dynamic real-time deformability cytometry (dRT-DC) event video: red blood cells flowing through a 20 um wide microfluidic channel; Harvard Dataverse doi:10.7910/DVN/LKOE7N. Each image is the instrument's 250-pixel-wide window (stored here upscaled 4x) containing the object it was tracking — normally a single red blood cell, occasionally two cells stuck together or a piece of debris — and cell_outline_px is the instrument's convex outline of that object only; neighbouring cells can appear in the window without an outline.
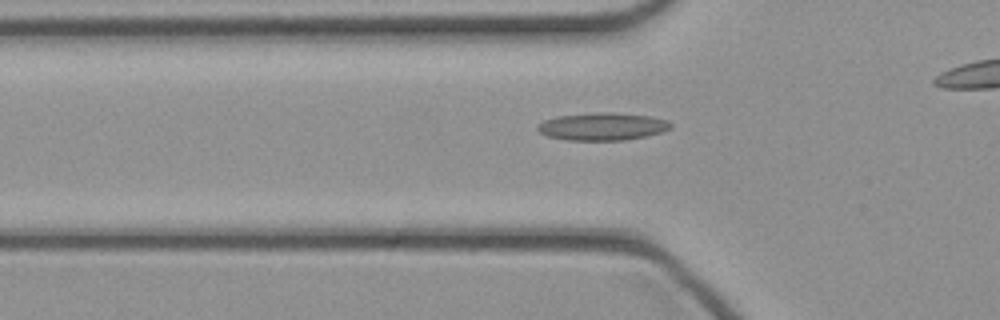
{"species": "common noctule bat (a hibernating species)", "species_latin": "Nyctalus noctula", "temperature_condition": "cold", "stored_images_in_passage": 37, "camera_frame_rate_fps": 3000, "um_per_image_px": 0.085, "animal": {"sex": "female", "body_mass_g": 21.9}, "frame": {"image": 1, "passage_image": 15, "time_ms": 4.667, "image_size_px": [1000, 320], "cell_outline_px": [[672, 128], [664, 132], [624, 140], [568, 140], [548, 136], [540, 132], [536, 128], [536, 124], [544, 120], [556, 116], [600, 112], [608, 112], [648, 116], [668, 120], [672, 124]], "centroid_in_image_um": [51.2, 10.75], "position_along_channel_um": 74.6, "area_um2": 21.39}}
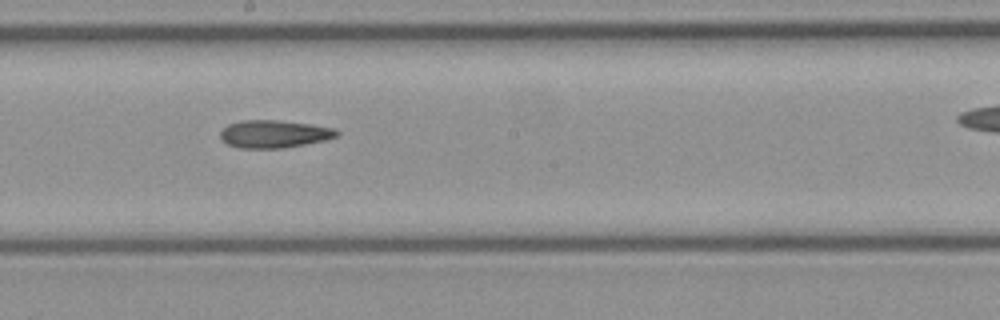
{"frame": {"image": 2, "passage_image": 25, "time_ms": 8.0, "image_size_px": [1000, 320], "cell_outline_px": [[340, 132], [336, 136], [324, 140], [304, 144], [280, 148], [240, 148], [228, 144], [220, 140], [220, 132], [228, 124], [240, 120], [280, 120], [312, 124], [336, 128]], "centroid_in_image_um": [23.28, 11.37], "position_along_channel_um": 224.9, "area_um2": 18.84}}
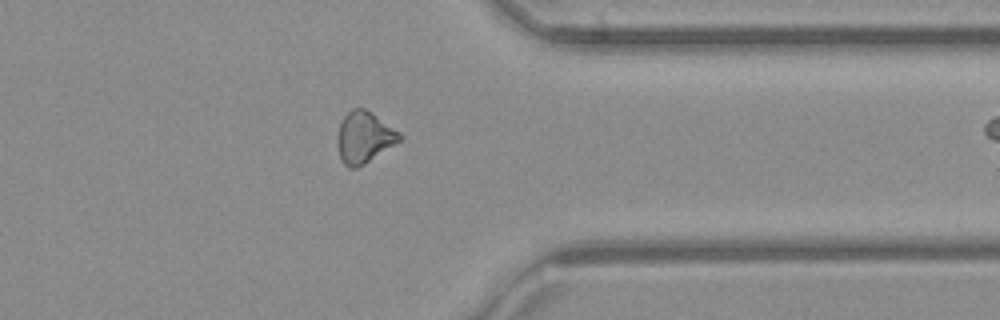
{"frame": {"image": 3, "passage_image": 36, "time_ms": 11.667, "image_size_px": [1000, 320], "cell_outline_px": [[404, 140], [364, 164], [356, 168], [348, 168], [344, 164], [340, 156], [336, 140], [336, 136], [340, 124], [344, 116], [352, 108], [364, 108], [372, 112], [400, 132], [404, 136]], "centroid_in_image_um": [30.99, 11.67], "position_along_channel_um": 380.4, "area_um2": 18.96}}